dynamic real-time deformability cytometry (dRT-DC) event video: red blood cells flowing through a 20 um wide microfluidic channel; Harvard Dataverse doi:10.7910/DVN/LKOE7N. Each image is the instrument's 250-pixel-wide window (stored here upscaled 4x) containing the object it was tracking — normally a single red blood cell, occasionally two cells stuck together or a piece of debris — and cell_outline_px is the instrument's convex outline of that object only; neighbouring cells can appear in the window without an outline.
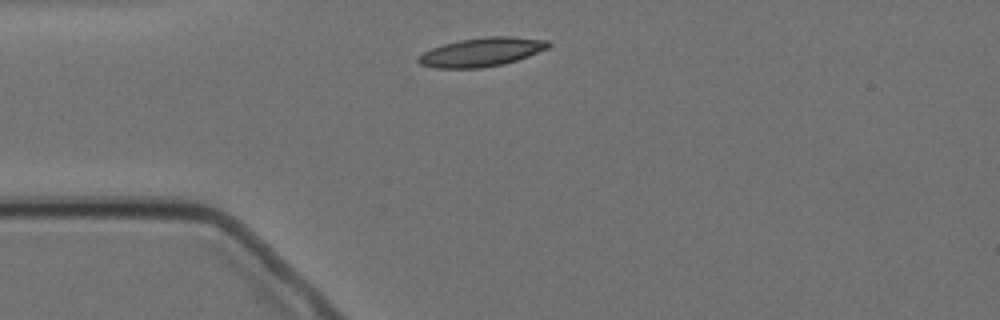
{"species": "Egyptian fruit bat (a non-hibernating species)", "species_latin": "Rousettus aegyptiacus", "temperature_condition": "cold", "stored_images_in_passage": 13, "camera_frame_rate_fps": 3000, "um_per_image_px": 0.085, "animal": {"sex": "female"}, "frame": {"image": 1, "passage_image": 1, "time_ms": 0.0, "image_size_px": [1000, 320], "cell_outline_px": [[552, 44], [548, 48], [528, 56], [504, 64], [480, 68], [436, 68], [420, 64], [416, 60], [416, 56], [432, 48], [444, 44], [460, 40], [488, 36], [512, 36], [548, 40]], "centroid_in_image_um": [40.94, 4.42], "position_along_channel_um": 44.1, "area_um2": 21.85}}
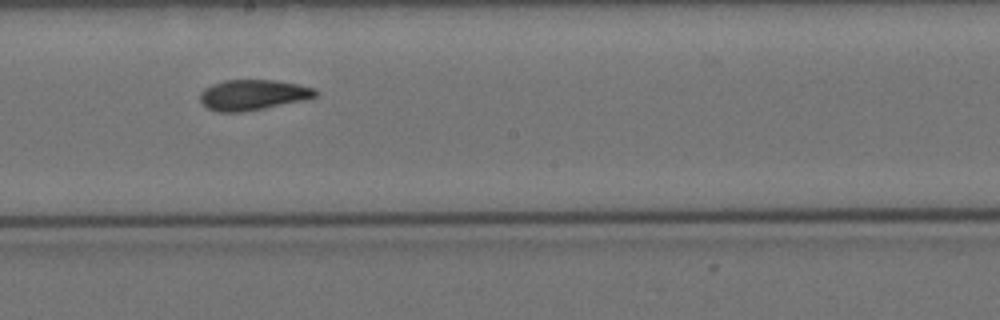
{"frame": {"image": 2, "passage_image": 6, "time_ms": 5.667, "image_size_px": [1000, 320], "cell_outline_px": [[316, 96], [304, 100], [264, 108], [240, 112], [216, 112], [208, 108], [200, 100], [200, 92], [204, 88], [212, 84], [224, 80], [272, 80], [296, 84], [316, 88]], "centroid_in_image_um": [21.46, 8.06], "position_along_channel_um": 226.7, "area_um2": 20.35}}
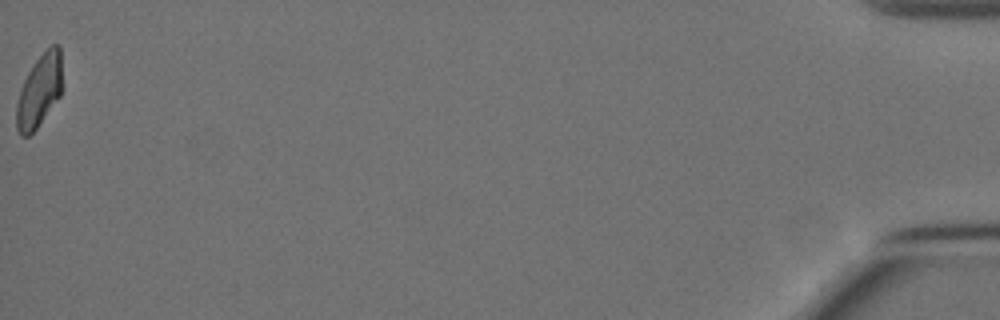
{"frame": {"image": 3, "passage_image": 13, "time_ms": 14.667, "image_size_px": [1000, 320], "cell_outline_px": [[60, 96], [36, 128], [28, 136], [20, 136], [16, 128], [16, 104], [20, 88], [28, 72], [36, 60], [52, 44], [60, 44]], "centroid_in_image_um": [3.3, 7.74], "position_along_channel_um": 431.9, "area_um2": 18.96}, "authors_computed_cell_mechanics": {"area_um2": 20.519, "velocity_mm_per_s": 3.485, "shape_relaxation_time_tau1_ms": 8.2897, "shape_relaxation_time_tau2_ms": 2.2888, "deformation_change_tau1": 0.1847, "deformation_change_tau2": 0.0835}}